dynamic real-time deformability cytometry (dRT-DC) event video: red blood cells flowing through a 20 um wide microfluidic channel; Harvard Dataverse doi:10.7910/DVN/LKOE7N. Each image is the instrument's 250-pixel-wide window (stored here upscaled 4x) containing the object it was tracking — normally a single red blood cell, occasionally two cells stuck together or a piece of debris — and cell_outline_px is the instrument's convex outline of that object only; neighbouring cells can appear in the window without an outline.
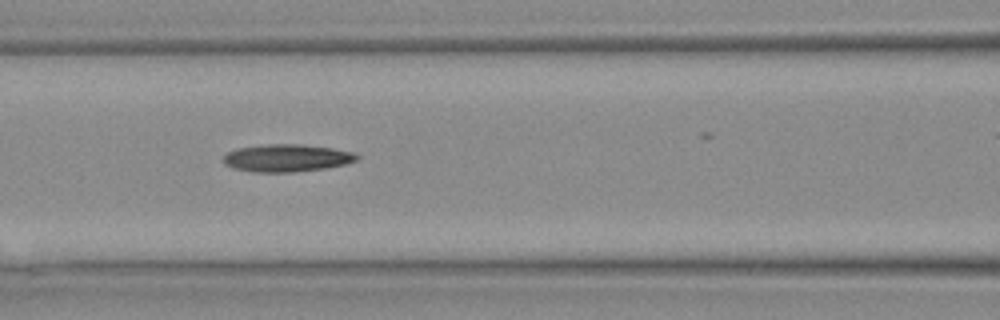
{"species": "Egyptian fruit bat (a non-hibernating species)", "species_latin": "Rousettus aegyptiacus", "temperature_condition": "warm", "stored_images_in_passage": 19, "camera_frame_rate_fps": 3000, "um_per_image_px": 0.085, "animal": {"sex": "female"}, "frame": {"image": 1, "passage_image": 13, "time_ms": 4.0, "image_size_px": [1000, 320], "cell_outline_px": [[360, 156], [356, 160], [344, 164], [324, 168], [292, 172], [252, 172], [232, 168], [224, 164], [224, 156], [228, 152], [236, 148], [264, 144], [300, 144], [332, 148], [356, 152]], "centroid_in_image_um": [24.36, 13.42], "position_along_channel_um": 142.2, "area_um2": 21.44}}